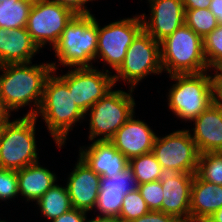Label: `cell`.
I'll list each match as a JSON object with an SVG mask.
<instances>
[{
    "label": "cell",
    "instance_id": "obj_1",
    "mask_svg": "<svg viewBox=\"0 0 222 222\" xmlns=\"http://www.w3.org/2000/svg\"><path fill=\"white\" fill-rule=\"evenodd\" d=\"M56 61L32 64L9 63L0 65V97L10 111H18L25 106L31 107L25 116H36L42 99L44 84L52 71L57 70Z\"/></svg>",
    "mask_w": 222,
    "mask_h": 222
},
{
    "label": "cell",
    "instance_id": "obj_2",
    "mask_svg": "<svg viewBox=\"0 0 222 222\" xmlns=\"http://www.w3.org/2000/svg\"><path fill=\"white\" fill-rule=\"evenodd\" d=\"M39 115L60 149L68 140L69 131L77 122L87 118L74 103L68 85L56 74V70L45 81L43 99L35 117L38 119Z\"/></svg>",
    "mask_w": 222,
    "mask_h": 222
},
{
    "label": "cell",
    "instance_id": "obj_3",
    "mask_svg": "<svg viewBox=\"0 0 222 222\" xmlns=\"http://www.w3.org/2000/svg\"><path fill=\"white\" fill-rule=\"evenodd\" d=\"M98 40V21L93 14L75 15L53 46L58 64L64 67H94Z\"/></svg>",
    "mask_w": 222,
    "mask_h": 222
},
{
    "label": "cell",
    "instance_id": "obj_4",
    "mask_svg": "<svg viewBox=\"0 0 222 222\" xmlns=\"http://www.w3.org/2000/svg\"><path fill=\"white\" fill-rule=\"evenodd\" d=\"M160 52L162 70L169 75L209 70L203 39L186 24L160 42Z\"/></svg>",
    "mask_w": 222,
    "mask_h": 222
},
{
    "label": "cell",
    "instance_id": "obj_5",
    "mask_svg": "<svg viewBox=\"0 0 222 222\" xmlns=\"http://www.w3.org/2000/svg\"><path fill=\"white\" fill-rule=\"evenodd\" d=\"M208 71L169 75L176 83L168 90V107L178 118L191 122L213 104Z\"/></svg>",
    "mask_w": 222,
    "mask_h": 222
},
{
    "label": "cell",
    "instance_id": "obj_6",
    "mask_svg": "<svg viewBox=\"0 0 222 222\" xmlns=\"http://www.w3.org/2000/svg\"><path fill=\"white\" fill-rule=\"evenodd\" d=\"M133 91L131 88L128 90L129 93L121 89H112L85 113V116L90 117L88 135L90 141H110L135 113ZM98 136L100 138H97Z\"/></svg>",
    "mask_w": 222,
    "mask_h": 222
},
{
    "label": "cell",
    "instance_id": "obj_7",
    "mask_svg": "<svg viewBox=\"0 0 222 222\" xmlns=\"http://www.w3.org/2000/svg\"><path fill=\"white\" fill-rule=\"evenodd\" d=\"M35 116H23L5 123L0 142V168L20 170L39 160Z\"/></svg>",
    "mask_w": 222,
    "mask_h": 222
},
{
    "label": "cell",
    "instance_id": "obj_8",
    "mask_svg": "<svg viewBox=\"0 0 222 222\" xmlns=\"http://www.w3.org/2000/svg\"><path fill=\"white\" fill-rule=\"evenodd\" d=\"M162 72L160 42L142 30L127 49L123 64L113 74V81L116 85L123 80L135 89L151 73L157 75Z\"/></svg>",
    "mask_w": 222,
    "mask_h": 222
},
{
    "label": "cell",
    "instance_id": "obj_9",
    "mask_svg": "<svg viewBox=\"0 0 222 222\" xmlns=\"http://www.w3.org/2000/svg\"><path fill=\"white\" fill-rule=\"evenodd\" d=\"M190 132L182 129L156 137L152 153L165 173H196L200 153Z\"/></svg>",
    "mask_w": 222,
    "mask_h": 222
},
{
    "label": "cell",
    "instance_id": "obj_10",
    "mask_svg": "<svg viewBox=\"0 0 222 222\" xmlns=\"http://www.w3.org/2000/svg\"><path fill=\"white\" fill-rule=\"evenodd\" d=\"M98 23L96 59L108 64L115 72L123 64L127 49L143 30L140 15L123 18L101 27ZM101 58V59H100Z\"/></svg>",
    "mask_w": 222,
    "mask_h": 222
},
{
    "label": "cell",
    "instance_id": "obj_11",
    "mask_svg": "<svg viewBox=\"0 0 222 222\" xmlns=\"http://www.w3.org/2000/svg\"><path fill=\"white\" fill-rule=\"evenodd\" d=\"M74 16L75 14L70 9L56 2L34 0L26 29L40 50L47 43L53 48Z\"/></svg>",
    "mask_w": 222,
    "mask_h": 222
},
{
    "label": "cell",
    "instance_id": "obj_12",
    "mask_svg": "<svg viewBox=\"0 0 222 222\" xmlns=\"http://www.w3.org/2000/svg\"><path fill=\"white\" fill-rule=\"evenodd\" d=\"M105 71V72H104ZM113 72L96 67L73 68L59 77L68 85L74 103L86 113L115 86Z\"/></svg>",
    "mask_w": 222,
    "mask_h": 222
},
{
    "label": "cell",
    "instance_id": "obj_13",
    "mask_svg": "<svg viewBox=\"0 0 222 222\" xmlns=\"http://www.w3.org/2000/svg\"><path fill=\"white\" fill-rule=\"evenodd\" d=\"M148 3L149 18L145 13L140 17L143 30L156 41H163L185 24V8L182 0H148Z\"/></svg>",
    "mask_w": 222,
    "mask_h": 222
},
{
    "label": "cell",
    "instance_id": "obj_14",
    "mask_svg": "<svg viewBox=\"0 0 222 222\" xmlns=\"http://www.w3.org/2000/svg\"><path fill=\"white\" fill-rule=\"evenodd\" d=\"M137 189V180L129 167L111 178L101 176L94 213L97 209L98 216L119 217L125 195Z\"/></svg>",
    "mask_w": 222,
    "mask_h": 222
},
{
    "label": "cell",
    "instance_id": "obj_15",
    "mask_svg": "<svg viewBox=\"0 0 222 222\" xmlns=\"http://www.w3.org/2000/svg\"><path fill=\"white\" fill-rule=\"evenodd\" d=\"M195 174L164 173L160 179L164 192L162 212L181 222H190L191 186Z\"/></svg>",
    "mask_w": 222,
    "mask_h": 222
},
{
    "label": "cell",
    "instance_id": "obj_16",
    "mask_svg": "<svg viewBox=\"0 0 222 222\" xmlns=\"http://www.w3.org/2000/svg\"><path fill=\"white\" fill-rule=\"evenodd\" d=\"M68 176L66 187L72 207L86 212L93 210L98 199L101 176L80 158Z\"/></svg>",
    "mask_w": 222,
    "mask_h": 222
},
{
    "label": "cell",
    "instance_id": "obj_17",
    "mask_svg": "<svg viewBox=\"0 0 222 222\" xmlns=\"http://www.w3.org/2000/svg\"><path fill=\"white\" fill-rule=\"evenodd\" d=\"M79 149V158L102 177L111 178L129 167V160L111 141L95 140L89 146Z\"/></svg>",
    "mask_w": 222,
    "mask_h": 222
},
{
    "label": "cell",
    "instance_id": "obj_18",
    "mask_svg": "<svg viewBox=\"0 0 222 222\" xmlns=\"http://www.w3.org/2000/svg\"><path fill=\"white\" fill-rule=\"evenodd\" d=\"M156 137L151 127L133 114L110 141L129 160L152 152Z\"/></svg>",
    "mask_w": 222,
    "mask_h": 222
},
{
    "label": "cell",
    "instance_id": "obj_19",
    "mask_svg": "<svg viewBox=\"0 0 222 222\" xmlns=\"http://www.w3.org/2000/svg\"><path fill=\"white\" fill-rule=\"evenodd\" d=\"M193 122L191 137L199 153L222 152V108L212 104Z\"/></svg>",
    "mask_w": 222,
    "mask_h": 222
},
{
    "label": "cell",
    "instance_id": "obj_20",
    "mask_svg": "<svg viewBox=\"0 0 222 222\" xmlns=\"http://www.w3.org/2000/svg\"><path fill=\"white\" fill-rule=\"evenodd\" d=\"M39 49L26 27L11 30L0 27V65L32 62Z\"/></svg>",
    "mask_w": 222,
    "mask_h": 222
},
{
    "label": "cell",
    "instance_id": "obj_21",
    "mask_svg": "<svg viewBox=\"0 0 222 222\" xmlns=\"http://www.w3.org/2000/svg\"><path fill=\"white\" fill-rule=\"evenodd\" d=\"M222 208V186L193 177L190 197V222H205Z\"/></svg>",
    "mask_w": 222,
    "mask_h": 222
},
{
    "label": "cell",
    "instance_id": "obj_22",
    "mask_svg": "<svg viewBox=\"0 0 222 222\" xmlns=\"http://www.w3.org/2000/svg\"><path fill=\"white\" fill-rule=\"evenodd\" d=\"M17 175L19 195L28 202H37L57 182V175L39 161L17 170Z\"/></svg>",
    "mask_w": 222,
    "mask_h": 222
},
{
    "label": "cell",
    "instance_id": "obj_23",
    "mask_svg": "<svg viewBox=\"0 0 222 222\" xmlns=\"http://www.w3.org/2000/svg\"><path fill=\"white\" fill-rule=\"evenodd\" d=\"M37 207L46 219L52 221L54 218L70 211L71 204L68 189L65 185H53L37 202Z\"/></svg>",
    "mask_w": 222,
    "mask_h": 222
},
{
    "label": "cell",
    "instance_id": "obj_24",
    "mask_svg": "<svg viewBox=\"0 0 222 222\" xmlns=\"http://www.w3.org/2000/svg\"><path fill=\"white\" fill-rule=\"evenodd\" d=\"M34 0H0V27L24 28Z\"/></svg>",
    "mask_w": 222,
    "mask_h": 222
},
{
    "label": "cell",
    "instance_id": "obj_25",
    "mask_svg": "<svg viewBox=\"0 0 222 222\" xmlns=\"http://www.w3.org/2000/svg\"><path fill=\"white\" fill-rule=\"evenodd\" d=\"M129 168L134 173L138 185L158 181L165 173L152 152L129 159Z\"/></svg>",
    "mask_w": 222,
    "mask_h": 222
},
{
    "label": "cell",
    "instance_id": "obj_26",
    "mask_svg": "<svg viewBox=\"0 0 222 222\" xmlns=\"http://www.w3.org/2000/svg\"><path fill=\"white\" fill-rule=\"evenodd\" d=\"M196 174L207 182L222 186V152L200 153Z\"/></svg>",
    "mask_w": 222,
    "mask_h": 222
},
{
    "label": "cell",
    "instance_id": "obj_27",
    "mask_svg": "<svg viewBox=\"0 0 222 222\" xmlns=\"http://www.w3.org/2000/svg\"><path fill=\"white\" fill-rule=\"evenodd\" d=\"M185 24L202 39L218 26L214 14L209 9L185 10Z\"/></svg>",
    "mask_w": 222,
    "mask_h": 222
},
{
    "label": "cell",
    "instance_id": "obj_28",
    "mask_svg": "<svg viewBox=\"0 0 222 222\" xmlns=\"http://www.w3.org/2000/svg\"><path fill=\"white\" fill-rule=\"evenodd\" d=\"M203 51L209 70L214 71L222 63V24L203 39Z\"/></svg>",
    "mask_w": 222,
    "mask_h": 222
},
{
    "label": "cell",
    "instance_id": "obj_29",
    "mask_svg": "<svg viewBox=\"0 0 222 222\" xmlns=\"http://www.w3.org/2000/svg\"><path fill=\"white\" fill-rule=\"evenodd\" d=\"M149 211L147 203L137 189L125 195L119 218L124 222H131Z\"/></svg>",
    "mask_w": 222,
    "mask_h": 222
},
{
    "label": "cell",
    "instance_id": "obj_30",
    "mask_svg": "<svg viewBox=\"0 0 222 222\" xmlns=\"http://www.w3.org/2000/svg\"><path fill=\"white\" fill-rule=\"evenodd\" d=\"M138 191L150 211H161L164 192L160 180L138 185Z\"/></svg>",
    "mask_w": 222,
    "mask_h": 222
},
{
    "label": "cell",
    "instance_id": "obj_31",
    "mask_svg": "<svg viewBox=\"0 0 222 222\" xmlns=\"http://www.w3.org/2000/svg\"><path fill=\"white\" fill-rule=\"evenodd\" d=\"M17 170L0 168V200L6 201L18 198Z\"/></svg>",
    "mask_w": 222,
    "mask_h": 222
},
{
    "label": "cell",
    "instance_id": "obj_32",
    "mask_svg": "<svg viewBox=\"0 0 222 222\" xmlns=\"http://www.w3.org/2000/svg\"><path fill=\"white\" fill-rule=\"evenodd\" d=\"M70 9L75 15H91L90 9L86 6L87 2L93 0H50ZM95 1V0H94Z\"/></svg>",
    "mask_w": 222,
    "mask_h": 222
},
{
    "label": "cell",
    "instance_id": "obj_33",
    "mask_svg": "<svg viewBox=\"0 0 222 222\" xmlns=\"http://www.w3.org/2000/svg\"><path fill=\"white\" fill-rule=\"evenodd\" d=\"M131 222H181L176 217L161 211H149Z\"/></svg>",
    "mask_w": 222,
    "mask_h": 222
},
{
    "label": "cell",
    "instance_id": "obj_34",
    "mask_svg": "<svg viewBox=\"0 0 222 222\" xmlns=\"http://www.w3.org/2000/svg\"><path fill=\"white\" fill-rule=\"evenodd\" d=\"M211 75L213 104L222 108V74L215 69Z\"/></svg>",
    "mask_w": 222,
    "mask_h": 222
},
{
    "label": "cell",
    "instance_id": "obj_35",
    "mask_svg": "<svg viewBox=\"0 0 222 222\" xmlns=\"http://www.w3.org/2000/svg\"><path fill=\"white\" fill-rule=\"evenodd\" d=\"M87 212L72 208L70 211L54 218L52 222H87Z\"/></svg>",
    "mask_w": 222,
    "mask_h": 222
},
{
    "label": "cell",
    "instance_id": "obj_36",
    "mask_svg": "<svg viewBox=\"0 0 222 222\" xmlns=\"http://www.w3.org/2000/svg\"><path fill=\"white\" fill-rule=\"evenodd\" d=\"M185 10L209 9L211 0H182Z\"/></svg>",
    "mask_w": 222,
    "mask_h": 222
},
{
    "label": "cell",
    "instance_id": "obj_37",
    "mask_svg": "<svg viewBox=\"0 0 222 222\" xmlns=\"http://www.w3.org/2000/svg\"><path fill=\"white\" fill-rule=\"evenodd\" d=\"M209 10L214 14L218 24H222V0H211Z\"/></svg>",
    "mask_w": 222,
    "mask_h": 222
},
{
    "label": "cell",
    "instance_id": "obj_38",
    "mask_svg": "<svg viewBox=\"0 0 222 222\" xmlns=\"http://www.w3.org/2000/svg\"><path fill=\"white\" fill-rule=\"evenodd\" d=\"M11 112L5 107L0 97V124H5L10 120Z\"/></svg>",
    "mask_w": 222,
    "mask_h": 222
},
{
    "label": "cell",
    "instance_id": "obj_39",
    "mask_svg": "<svg viewBox=\"0 0 222 222\" xmlns=\"http://www.w3.org/2000/svg\"><path fill=\"white\" fill-rule=\"evenodd\" d=\"M87 222H124V221H122L119 217L96 215V217L92 218L91 220L87 219Z\"/></svg>",
    "mask_w": 222,
    "mask_h": 222
},
{
    "label": "cell",
    "instance_id": "obj_40",
    "mask_svg": "<svg viewBox=\"0 0 222 222\" xmlns=\"http://www.w3.org/2000/svg\"><path fill=\"white\" fill-rule=\"evenodd\" d=\"M205 222H222V208L213 213Z\"/></svg>",
    "mask_w": 222,
    "mask_h": 222
},
{
    "label": "cell",
    "instance_id": "obj_41",
    "mask_svg": "<svg viewBox=\"0 0 222 222\" xmlns=\"http://www.w3.org/2000/svg\"><path fill=\"white\" fill-rule=\"evenodd\" d=\"M4 128H5V124H0V142H1L2 134L4 132Z\"/></svg>",
    "mask_w": 222,
    "mask_h": 222
},
{
    "label": "cell",
    "instance_id": "obj_42",
    "mask_svg": "<svg viewBox=\"0 0 222 222\" xmlns=\"http://www.w3.org/2000/svg\"><path fill=\"white\" fill-rule=\"evenodd\" d=\"M216 70L222 74V63L216 68Z\"/></svg>",
    "mask_w": 222,
    "mask_h": 222
}]
</instances>
